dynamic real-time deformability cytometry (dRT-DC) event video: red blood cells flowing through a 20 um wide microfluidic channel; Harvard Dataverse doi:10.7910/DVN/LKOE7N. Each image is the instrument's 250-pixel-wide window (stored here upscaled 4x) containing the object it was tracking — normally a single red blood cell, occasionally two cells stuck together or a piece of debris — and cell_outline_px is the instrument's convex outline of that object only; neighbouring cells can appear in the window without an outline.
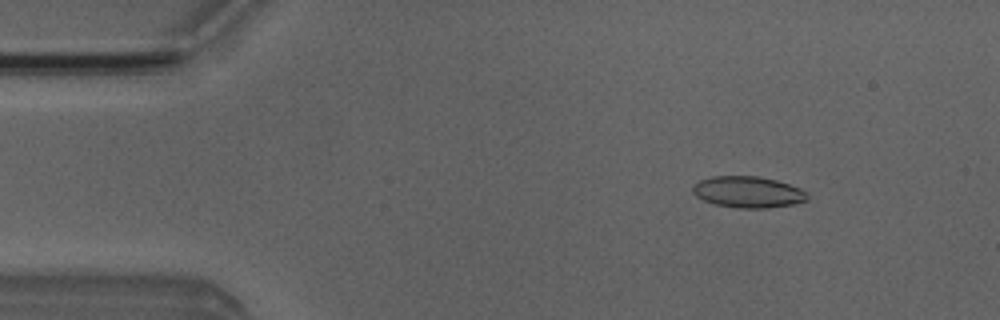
{"species": "Egyptian fruit bat (a non-hibernating species)", "species_latin": "Rousettus aegyptiacus", "temperature_condition": "room temperature", "stored_images_in_passage": 4, "camera_frame_rate_fps": 3000, "um_per_image_px": 0.085, "animal": {"sex": "male"}, "frame": {"image": 1, "passage_image": 2, "time_ms": 1.333, "image_size_px": [1000, 320], "cell_outline_px": [[808, 200], [792, 204], [768, 208], [736, 208], [716, 204], [704, 200], [696, 196], [692, 192], [692, 188], [700, 180], [712, 176], [756, 176], [776, 180], [800, 188], [808, 196]], "centroid_in_image_um": [63.57, 16.32], "position_along_channel_um": 21.4, "area_um2": 20.75}}